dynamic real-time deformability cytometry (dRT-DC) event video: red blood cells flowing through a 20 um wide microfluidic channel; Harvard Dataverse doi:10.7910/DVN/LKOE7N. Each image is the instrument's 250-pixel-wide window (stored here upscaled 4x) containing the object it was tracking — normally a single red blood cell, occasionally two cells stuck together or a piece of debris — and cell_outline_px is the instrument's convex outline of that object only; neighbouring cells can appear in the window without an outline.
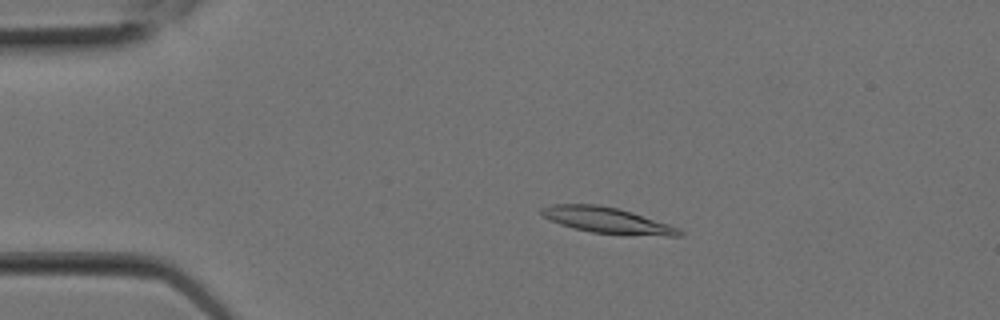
{"species": "Egyptian fruit bat (a non-hibernating species)", "species_latin": "Rousettus aegyptiacus", "temperature_condition": "room temperature", "stored_images_in_passage": 7, "camera_frame_rate_fps": 3000, "um_per_image_px": 0.085, "animal": {"sex": "female"}, "frame": {"image": 1, "passage_image": 5, "time_ms": 1.333, "image_size_px": [1000, 320], "cell_outline_px": [[684, 236], [668, 236], [592, 232], [572, 228], [560, 224], [544, 216], [540, 212], [540, 208], [552, 204], [596, 204], [616, 208], [632, 212], [680, 228], [684, 232]], "centroid_in_image_um": [51.62, 18.72], "position_along_channel_um": 33.4, "area_um2": 20.52}}